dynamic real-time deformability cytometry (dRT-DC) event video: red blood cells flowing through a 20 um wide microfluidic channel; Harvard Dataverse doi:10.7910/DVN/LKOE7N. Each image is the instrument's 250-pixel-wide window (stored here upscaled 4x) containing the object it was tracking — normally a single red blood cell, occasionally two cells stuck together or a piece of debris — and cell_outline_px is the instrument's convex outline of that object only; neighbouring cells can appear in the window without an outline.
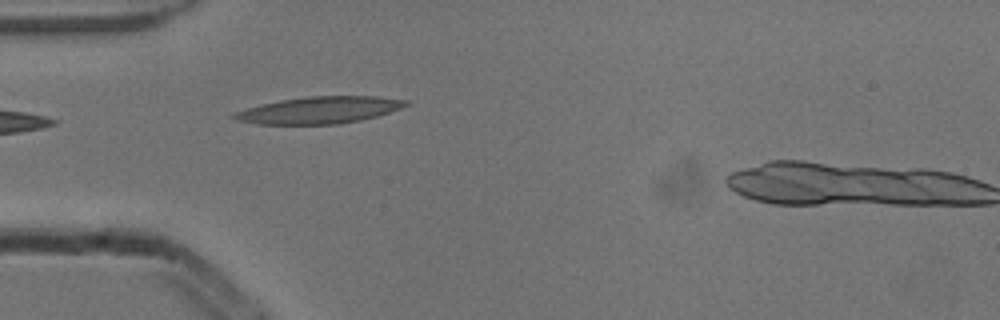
{"species": "common noctule bat (a hibernating species)", "species_latin": "Nyctalus noctula", "temperature_condition": "cold", "stored_images_in_passage": 2, "camera_frame_rate_fps": 3000, "um_per_image_px": 0.085, "animal": {"sex": "male", "body_mass_g": 13.3}, "frame": {"image": 1, "passage_image": 1, "time_ms": 0.0, "image_size_px": [1000, 320], "cell_outline_px": [[412, 104], [376, 116], [360, 120], [340, 124], [260, 124], [236, 120], [228, 116], [236, 112], [248, 108], [280, 100], [308, 96], [380, 96], [408, 100]], "centroid_in_image_um": [27.18, 9.35], "position_along_channel_um": 57.8, "area_um2": 26.82}}